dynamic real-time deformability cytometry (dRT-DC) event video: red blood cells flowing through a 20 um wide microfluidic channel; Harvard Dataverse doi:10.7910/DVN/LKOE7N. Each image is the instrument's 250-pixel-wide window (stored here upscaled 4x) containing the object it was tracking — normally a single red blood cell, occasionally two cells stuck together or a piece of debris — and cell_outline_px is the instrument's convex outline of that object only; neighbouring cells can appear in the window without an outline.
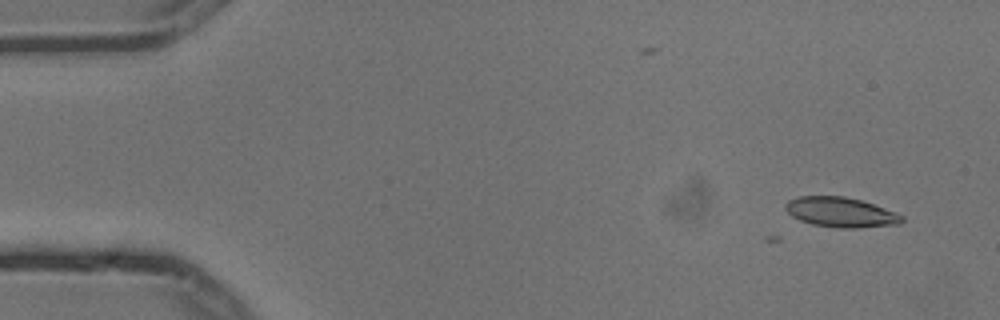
{"species": "common noctule bat (a hibernating species)", "species_latin": "Nyctalus noctula", "temperature_condition": "cold", "stored_images_in_passage": 2, "camera_frame_rate_fps": 3000, "um_per_image_px": 0.085, "animal": {"sex": "male", "body_mass_g": 13.3}, "frame": {"image": 1, "passage_image": 2, "time_ms": 0.333, "image_size_px": [1000, 320], "cell_outline_px": [[904, 220], [900, 224], [856, 228], [836, 228], [812, 224], [800, 220], [792, 216], [784, 208], [784, 204], [788, 200], [800, 196], [844, 196], [860, 200], [896, 212], [904, 216]], "centroid_in_image_um": [71.46, 18.04], "position_along_channel_um": 13.5, "area_um2": 20.35}}